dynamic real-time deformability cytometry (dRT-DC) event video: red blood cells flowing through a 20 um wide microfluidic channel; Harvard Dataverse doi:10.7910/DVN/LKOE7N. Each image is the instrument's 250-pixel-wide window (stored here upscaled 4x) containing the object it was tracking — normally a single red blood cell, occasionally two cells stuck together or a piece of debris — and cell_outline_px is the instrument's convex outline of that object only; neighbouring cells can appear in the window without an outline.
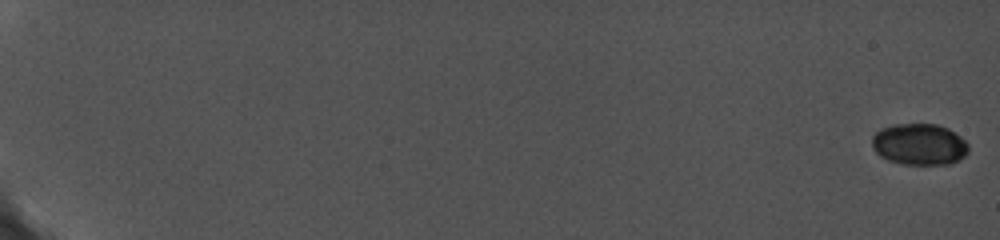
{"species": "common noctule bat (a hibernating species)", "species_latin": "Nyctalus noctula", "temperature_condition": "cold", "stored_images_in_passage": 10, "camera_frame_rate_fps": 5000, "um_per_image_px": 0.085, "animal": {"sex": "female", "body_mass_g": 19.0, "forearm_length_mm": 56.7}, "frame": {"image": 1, "passage_image": 1, "time_ms": 0.0, "image_size_px": [1000, 240], "cell_outline_px": [[968, 152], [960, 160], [948, 164], [900, 164], [888, 160], [880, 156], [872, 148], [872, 136], [880, 128], [896, 124], [936, 124], [948, 128], [960, 136], [968, 144]], "centroid_in_image_um": [78.13, 12.27], "position_along_channel_um": 6.9, "area_um2": 23.41}}
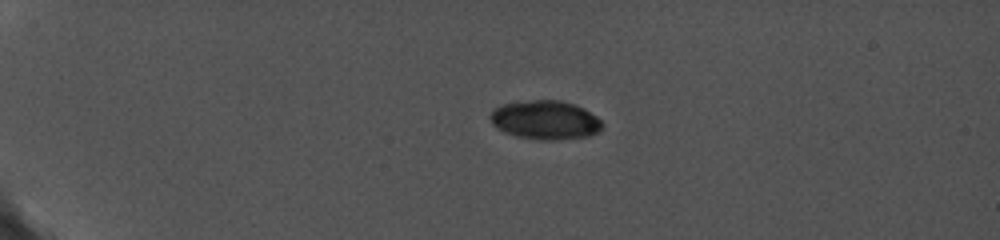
{"frame": {"image": 2, "passage_image": 7, "time_ms": 5.2, "image_size_px": [1000, 240], "cell_outline_px": [[604, 124], [596, 132], [588, 136], [560, 140], [536, 140], [516, 136], [504, 132], [496, 128], [492, 124], [492, 112], [496, 108], [504, 104], [536, 100], [556, 100], [572, 104], [596, 116]], "centroid_in_image_um": [46.34, 10.23], "position_along_channel_um": 38.7, "area_um2": 24.91}}